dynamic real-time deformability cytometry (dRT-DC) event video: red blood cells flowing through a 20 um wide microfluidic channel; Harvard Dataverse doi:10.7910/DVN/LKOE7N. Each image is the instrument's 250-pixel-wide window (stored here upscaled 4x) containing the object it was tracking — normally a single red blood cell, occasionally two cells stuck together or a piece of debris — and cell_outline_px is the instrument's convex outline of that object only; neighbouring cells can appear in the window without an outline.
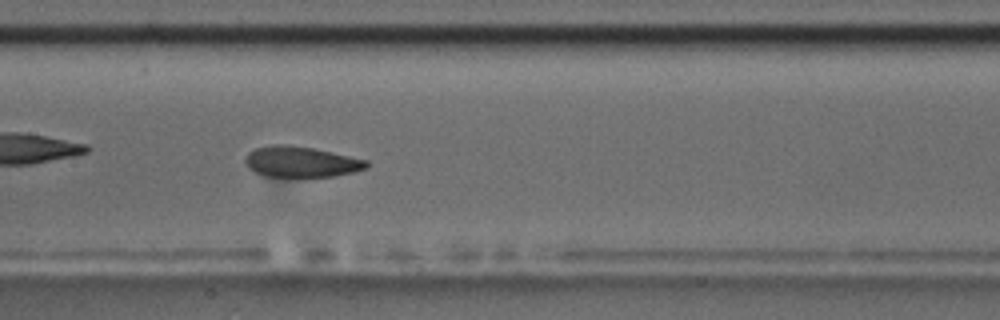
{"species": "common noctule bat (a hibernating species)", "species_latin": "Nyctalus noctula", "temperature_condition": "room temperature", "stored_images_in_passage": 7, "camera_frame_rate_fps": 3000, "um_per_image_px": 0.085, "animal": {"sex": "male", "body_mass_g": 17.5, "forearm_length_mm": 52.3}, "frame": {"image": 1, "passage_image": 7, "time_ms": 7.667, "image_size_px": [1000, 320], "cell_outline_px": [[368, 168], [352, 172], [332, 176], [264, 176], [248, 168], [244, 160], [248, 152], [256, 148], [272, 144], [288, 144], [312, 148], [368, 160]], "centroid_in_image_um": [25.56, 13.74], "position_along_channel_um": 181.8, "area_um2": 21.56}}